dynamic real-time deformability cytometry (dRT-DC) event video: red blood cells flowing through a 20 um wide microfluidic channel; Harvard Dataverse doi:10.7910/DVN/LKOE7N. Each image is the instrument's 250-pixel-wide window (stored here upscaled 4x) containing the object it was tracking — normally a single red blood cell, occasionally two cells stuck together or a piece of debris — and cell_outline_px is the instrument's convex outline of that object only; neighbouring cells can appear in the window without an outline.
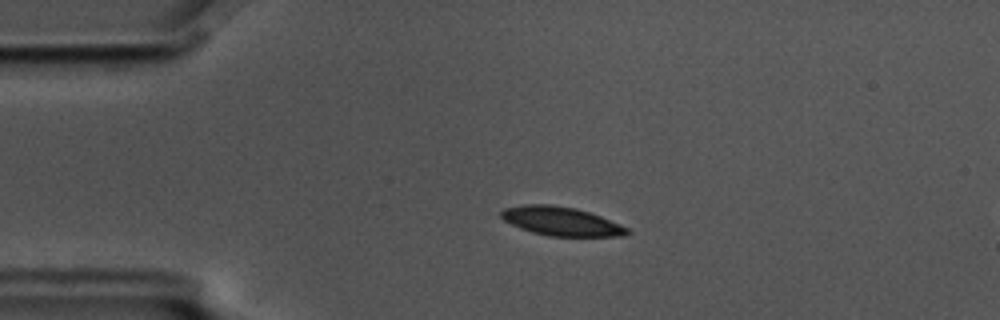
{"species": "common noctule bat (a hibernating species)", "species_latin": "Nyctalus noctula", "temperature_condition": "cold", "stored_images_in_passage": 5, "camera_frame_rate_fps": 3000, "um_per_image_px": 0.085, "animal": {"sex": "male", "body_mass_g": 17.5, "forearm_length_mm": 52.3}, "frame": {"image": 1, "passage_image": 3, "time_ms": 0.667, "image_size_px": [1000, 320], "cell_outline_px": [[632, 232], [624, 236], [548, 236], [532, 232], [520, 228], [504, 220], [500, 216], [500, 212], [504, 208], [524, 204], [552, 204], [576, 208], [600, 216], [620, 224], [628, 228]], "centroid_in_image_um": [47.7, 18.8], "position_along_channel_um": 37.3, "area_um2": 21.21}}